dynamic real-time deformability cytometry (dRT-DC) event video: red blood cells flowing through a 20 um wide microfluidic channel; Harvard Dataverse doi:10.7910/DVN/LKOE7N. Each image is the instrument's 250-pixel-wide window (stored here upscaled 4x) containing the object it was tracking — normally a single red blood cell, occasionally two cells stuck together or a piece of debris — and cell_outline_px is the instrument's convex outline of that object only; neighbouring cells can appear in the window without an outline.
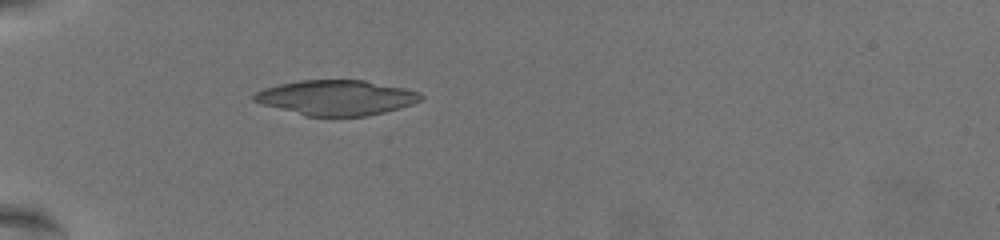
{"species": "common noctule bat (a hibernating species)", "species_latin": "Nyctalus noctula", "temperature_condition": "warm", "stored_images_in_passage": 27, "camera_frame_rate_fps": 3000, "um_per_image_px": 0.085, "animal": {"sex": "female", "body_mass_g": 19.5, "forearm_length_mm": 54.1}, "frame": {"image": 1, "passage_image": 22, "time_ms": 7.0, "image_size_px": [1000, 240], "cell_outline_px": [[424, 96], [420, 100], [412, 104], [400, 108], [384, 112], [364, 116], [332, 120], [304, 116], [260, 104], [252, 100], [252, 96], [256, 92], [264, 88], [280, 84], [300, 80], [364, 80], [404, 88], [420, 92]], "centroid_in_image_um": [28.55, 8.34], "position_along_channel_um": 56.4, "area_um2": 35.03}}